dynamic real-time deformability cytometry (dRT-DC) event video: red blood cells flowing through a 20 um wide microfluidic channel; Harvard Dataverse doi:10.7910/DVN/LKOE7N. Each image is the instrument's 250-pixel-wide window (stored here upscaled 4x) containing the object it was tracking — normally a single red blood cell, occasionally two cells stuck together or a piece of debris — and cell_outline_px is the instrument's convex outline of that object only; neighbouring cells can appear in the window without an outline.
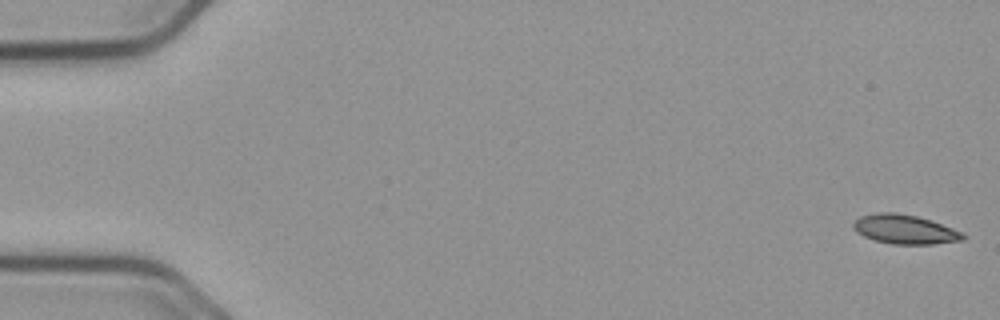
{"species": "common noctule bat (a hibernating species)", "species_latin": "Nyctalus noctula", "temperature_condition": "cold", "stored_images_in_passage": 57, "camera_frame_rate_fps": 3000, "um_per_image_px": 0.085, "animal": {"sex": "male", "body_mass_g": 23.1, "forearm_length_mm": 52.7}, "frame": {"image": 1, "passage_image": 1, "time_ms": 0.0, "image_size_px": [1000, 320], "cell_outline_px": [[968, 236], [964, 240], [932, 244], [892, 244], [876, 240], [864, 236], [856, 232], [852, 228], [852, 224], [860, 216], [876, 212], [896, 212], [916, 216], [932, 220], [952, 228]], "centroid_in_image_um": [76.9, 19.49], "position_along_channel_um": 8.1, "area_um2": 18.73}}
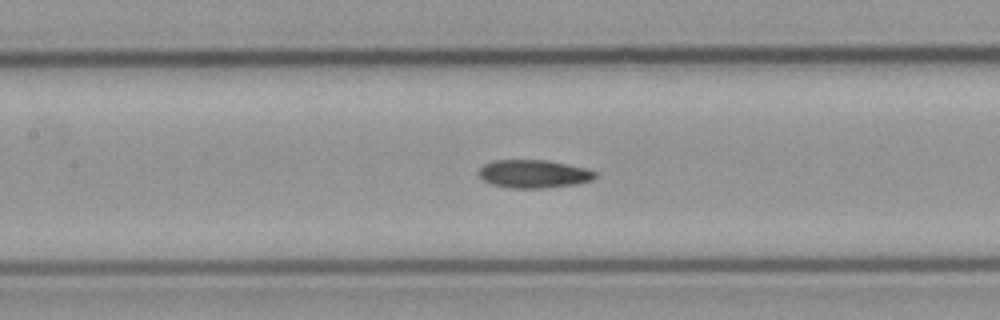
{"frame": {"image": 2, "passage_image": 26, "time_ms": 8.333, "image_size_px": [1000, 320], "cell_outline_px": [[596, 176], [592, 180], [576, 184], [548, 188], [512, 188], [492, 184], [484, 180], [480, 176], [480, 168], [484, 164], [492, 160], [548, 160], [584, 168], [596, 172]], "centroid_in_image_um": [45.37, 14.78], "position_along_channel_um": 162.0, "area_um2": 18.96}}
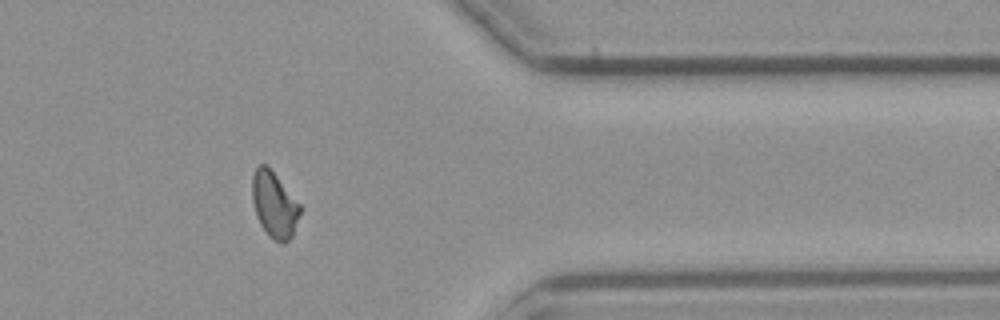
{"frame": {"image": 3, "passage_image": 46, "time_ms": 15.0, "image_size_px": [1000, 320], "cell_outline_px": [[304, 208], [292, 236], [284, 244], [280, 244], [260, 224], [256, 216], [252, 200], [252, 176], [256, 168], [260, 164], [264, 164], [276, 176]], "centroid_in_image_um": [23.35, 17.42], "position_along_channel_um": 388.1, "area_um2": 18.26}}